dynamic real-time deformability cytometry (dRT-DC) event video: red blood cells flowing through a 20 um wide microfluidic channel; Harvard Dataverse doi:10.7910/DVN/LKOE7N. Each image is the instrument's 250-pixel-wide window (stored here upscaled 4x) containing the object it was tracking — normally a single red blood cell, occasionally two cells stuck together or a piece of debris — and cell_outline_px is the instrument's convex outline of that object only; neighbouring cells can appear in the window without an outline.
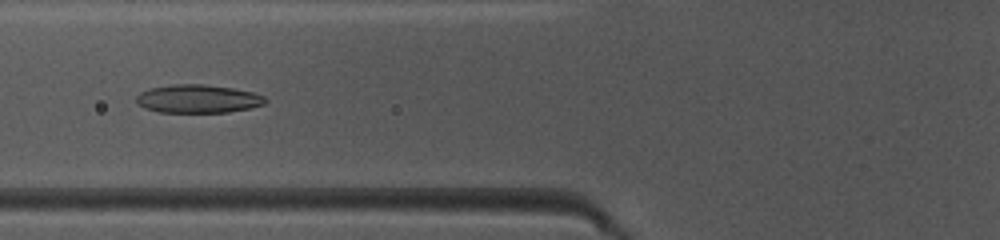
{"species": "common noctule bat (a hibernating species)", "species_latin": "Nyctalus noctula", "temperature_condition": "warm", "stored_images_in_passage": 49, "camera_frame_rate_fps": 3000, "um_per_image_px": 0.085, "animal": {"sex": "female", "body_mass_g": 10.0, "forearm_length_mm": 53.1}, "frame": {"image": 1, "passage_image": 19, "time_ms": 6.0, "image_size_px": [1000, 240], "cell_outline_px": [[268, 100], [264, 104], [248, 108], [228, 112], [160, 112], [144, 108], [136, 104], [136, 96], [140, 92], [148, 88], [172, 84], [204, 84], [232, 88], [252, 92], [264, 96]], "centroid_in_image_um": [16.78, 8.39], "position_along_channel_um": 109.0, "area_um2": 21.33}}
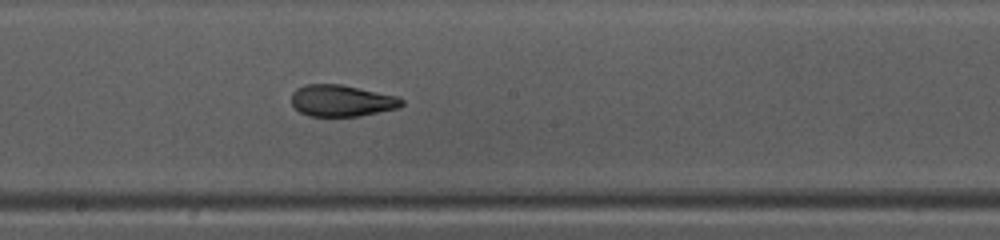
{"frame": {"image": 2, "passage_image": 27, "time_ms": 8.667, "image_size_px": [1000, 240], "cell_outline_px": [[404, 104], [400, 108], [360, 116], [308, 116], [300, 112], [292, 104], [292, 92], [296, 88], [304, 84], [340, 84], [400, 96], [404, 100]], "centroid_in_image_um": [29.08, 8.55], "position_along_channel_um": 219.1, "area_um2": 20.58}}
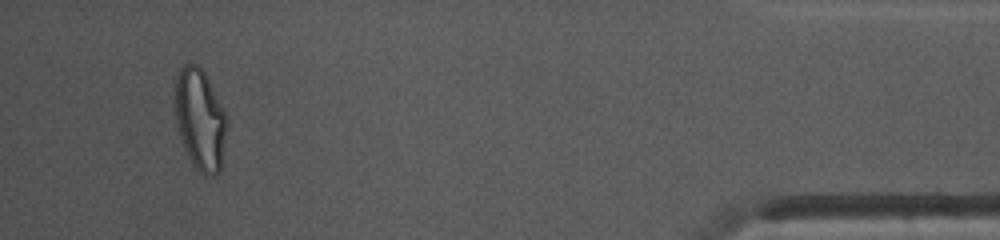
{"frame": {"image": 3, "passage_image": 46, "time_ms": 15.0, "image_size_px": [1000, 240], "cell_outline_px": [[228, 124], [220, 172], [200, 172], [192, 164], [184, 148], [176, 124], [176, 76], [180, 68], [184, 64], [196, 64], [204, 72], [224, 108], [228, 120]], "centroid_in_image_um": [17.02, 10.13], "position_along_channel_um": 418.2, "area_um2": 30.23}, "authors_computed_cell_mechanics": {"area_um2": 21.964, "velocity_mm_per_s": 4.1072, "shape_relaxation_time_tau1_ms": null, "shape_relaxation_time_tau2_ms": 1.1541, "deformation_change_tau1": null, "deformation_change_tau2": 0.0862}}